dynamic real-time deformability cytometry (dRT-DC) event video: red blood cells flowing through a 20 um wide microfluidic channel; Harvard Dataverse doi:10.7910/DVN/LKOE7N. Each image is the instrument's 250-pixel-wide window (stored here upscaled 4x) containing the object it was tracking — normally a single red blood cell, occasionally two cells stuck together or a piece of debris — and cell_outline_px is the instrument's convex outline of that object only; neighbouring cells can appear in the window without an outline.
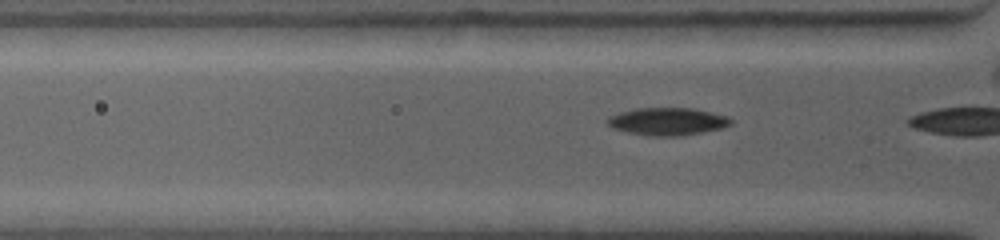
{"species": "common noctule bat (a hibernating species)", "species_latin": "Nyctalus noctula", "temperature_condition": "warm", "stored_images_in_passage": 4, "camera_frame_rate_fps": 4500, "um_per_image_px": 0.085, "animal": {"sex": "female", "body_mass_g": 19.0, "forearm_length_mm": 53.3}, "frame": {"image": 1, "passage_image": 3, "time_ms": 0.667, "image_size_px": [1000, 240], "cell_outline_px": [[732, 124], [724, 128], [680, 136], [652, 136], [628, 132], [612, 128], [608, 124], [608, 116], [620, 112], [636, 108], [692, 108], [728, 116], [732, 120]], "centroid_in_image_um": [56.76, 10.32], "position_along_channel_um": 69.0, "area_um2": 19.83}}